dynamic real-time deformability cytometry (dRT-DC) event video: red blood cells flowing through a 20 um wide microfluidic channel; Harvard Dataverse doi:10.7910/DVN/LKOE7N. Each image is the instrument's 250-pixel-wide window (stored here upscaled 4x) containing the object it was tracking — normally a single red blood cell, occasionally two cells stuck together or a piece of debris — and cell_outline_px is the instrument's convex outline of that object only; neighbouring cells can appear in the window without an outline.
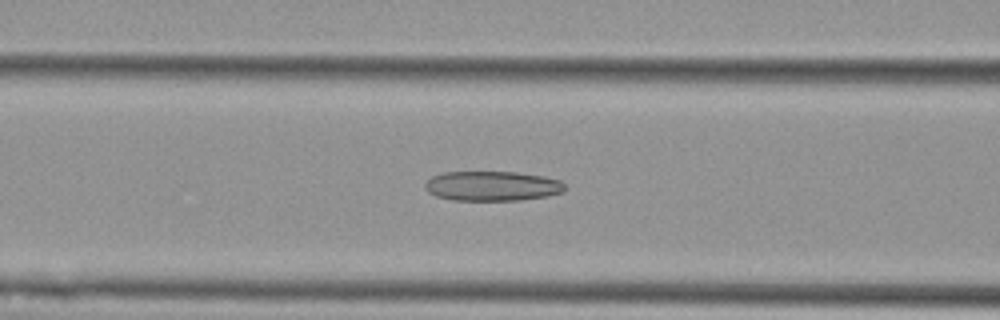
{"species": "Egyptian fruit bat (a non-hibernating species)", "species_latin": "Rousettus aegyptiacus", "temperature_condition": "cold", "stored_images_in_passage": 48, "camera_frame_rate_fps": 3000, "um_per_image_px": 0.085, "animal": {"sex": "female"}, "frame": {"image": 1, "passage_image": 23, "time_ms": 7.333, "image_size_px": [1000, 320], "cell_outline_px": [[564, 192], [548, 196], [520, 200], [452, 200], [436, 196], [428, 192], [424, 188], [424, 184], [432, 176], [444, 172], [516, 172], [544, 176], [560, 180], [564, 184]], "centroid_in_image_um": [41.84, 15.81], "position_along_channel_um": 124.8, "area_um2": 24.33}}
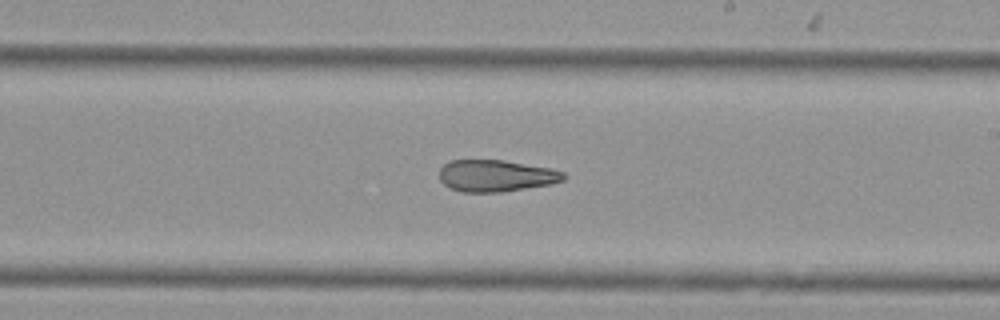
{"frame": {"image": 2, "passage_image": 33, "time_ms": 10.667, "image_size_px": [1000, 320], "cell_outline_px": [[568, 176], [564, 180], [552, 184], [500, 192], [464, 192], [452, 188], [444, 184], [440, 180], [440, 168], [448, 160], [504, 160], [552, 168], [564, 172]], "centroid_in_image_um": [42.2, 14.93], "position_along_channel_um": 246.8, "area_um2": 23.12}}
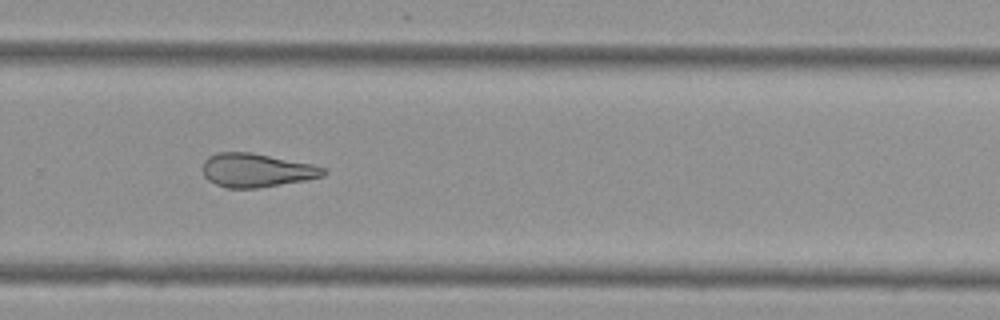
{"frame": {"image": 3, "passage_image": 38, "time_ms": 12.333, "image_size_px": [1000, 320], "cell_outline_px": [[328, 172], [324, 176], [304, 180], [256, 188], [228, 188], [216, 184], [208, 180], [204, 176], [204, 160], [208, 156], [216, 152], [252, 152], [312, 164], [324, 168]], "centroid_in_image_um": [21.79, 14.46], "position_along_channel_um": 308.0, "area_um2": 23.58}}